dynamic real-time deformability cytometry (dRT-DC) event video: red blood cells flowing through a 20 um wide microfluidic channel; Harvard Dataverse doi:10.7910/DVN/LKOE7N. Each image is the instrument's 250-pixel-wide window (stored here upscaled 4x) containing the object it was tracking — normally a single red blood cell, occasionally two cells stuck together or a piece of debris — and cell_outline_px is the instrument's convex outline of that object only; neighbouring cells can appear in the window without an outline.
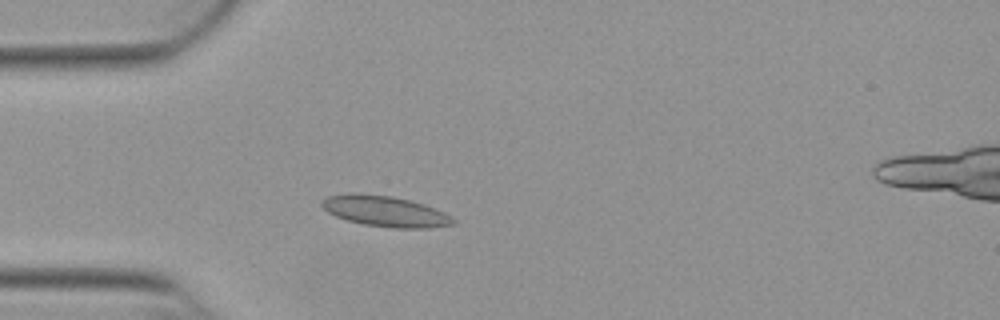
{"species": "Egyptian fruit bat (a non-hibernating species)", "species_latin": "Rousettus aegyptiacus", "temperature_condition": "warm", "stored_images_in_passage": 39, "camera_frame_rate_fps": 3000, "um_per_image_px": 0.085, "animal": {"sex": "female"}, "frame": {"image": 1, "passage_image": 1, "time_ms": 0.0, "image_size_px": [1000, 320], "cell_outline_px": [[456, 220], [452, 224], [428, 228], [392, 228], [364, 224], [348, 220], [336, 216], [328, 212], [320, 204], [320, 200], [324, 196], [348, 192], [392, 196], [424, 204], [444, 212]], "centroid_in_image_um": [32.68, 17.94], "position_along_channel_um": 52.3, "area_um2": 23.52}}
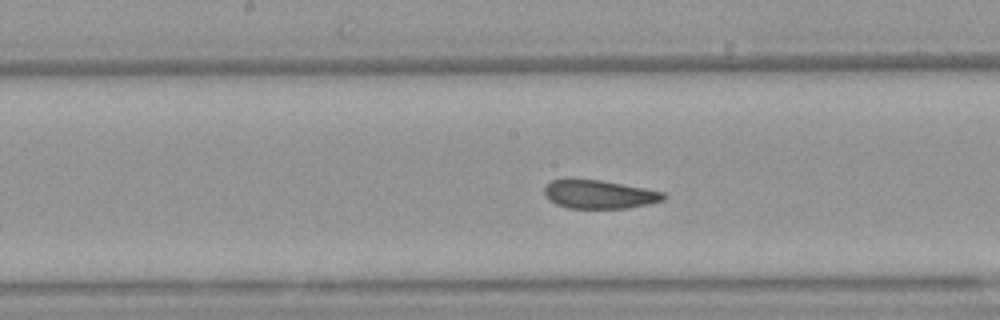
{"frame": {"image": 2, "passage_image": 13, "time_ms": 4.0, "image_size_px": [1000, 320], "cell_outline_px": [[668, 196], [664, 200], [648, 204], [628, 208], [568, 208], [556, 204], [544, 192], [544, 188], [552, 180], [572, 176], [600, 180], [644, 188], [664, 192]], "centroid_in_image_um": [50.93, 16.49], "position_along_channel_um": 197.3, "area_um2": 20.11}}
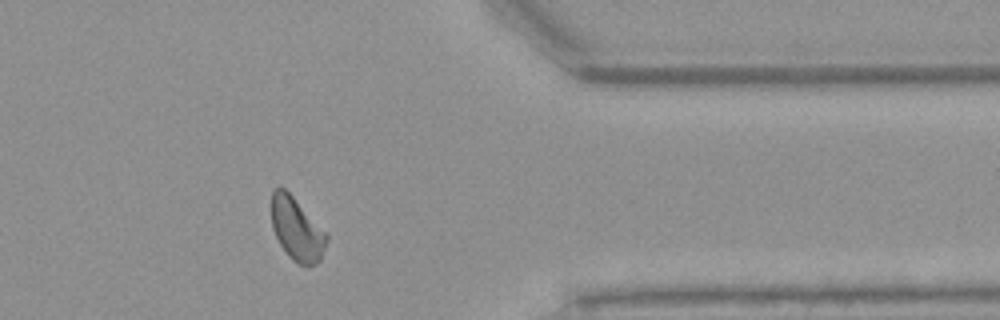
{"frame": {"image": 3, "passage_image": 29, "time_ms": 9.333, "image_size_px": [1000, 320], "cell_outline_px": [[328, 240], [320, 260], [316, 264], [308, 268], [292, 260], [288, 256], [280, 244], [272, 228], [272, 192], [280, 184], [328, 232]], "centroid_in_image_um": [25.26, 19.5], "position_along_channel_um": 386.1, "area_um2": 20.46}, "authors_computed_cell_mechanics": {"area_um2": 20.6924, "velocity_mm_per_s": 3.857, "shape_relaxation_time_tau1_ms": 4.3925, "shape_relaxation_time_tau2_ms": 1.064, "deformation_change_tau1": 0.0966, "deformation_change_tau2": 0.0567}}